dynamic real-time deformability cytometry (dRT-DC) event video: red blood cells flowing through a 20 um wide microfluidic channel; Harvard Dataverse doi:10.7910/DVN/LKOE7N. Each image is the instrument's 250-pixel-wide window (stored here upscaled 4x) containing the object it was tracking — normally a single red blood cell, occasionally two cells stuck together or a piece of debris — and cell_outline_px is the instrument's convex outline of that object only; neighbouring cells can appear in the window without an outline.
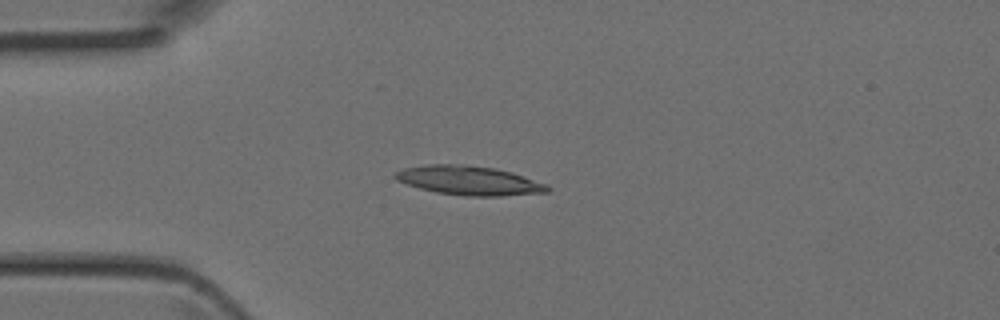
{"species": "Egyptian fruit bat (a non-hibernating species)", "species_latin": "Rousettus aegyptiacus", "temperature_condition": "room temperature", "stored_images_in_passage": 3, "camera_frame_rate_fps": 3000, "um_per_image_px": 0.085, "animal": {"sex": "female"}, "frame": {"image": 1, "passage_image": 3, "time_ms": 0.667, "image_size_px": [1000, 320], "cell_outline_px": [[552, 188], [548, 192], [500, 196], [464, 196], [436, 192], [420, 188], [396, 180], [392, 176], [396, 172], [404, 168], [424, 164], [464, 164], [492, 168], [512, 172], [548, 184]], "centroid_in_image_um": [39.88, 15.34], "position_along_channel_um": 45.1, "area_um2": 25.95}}